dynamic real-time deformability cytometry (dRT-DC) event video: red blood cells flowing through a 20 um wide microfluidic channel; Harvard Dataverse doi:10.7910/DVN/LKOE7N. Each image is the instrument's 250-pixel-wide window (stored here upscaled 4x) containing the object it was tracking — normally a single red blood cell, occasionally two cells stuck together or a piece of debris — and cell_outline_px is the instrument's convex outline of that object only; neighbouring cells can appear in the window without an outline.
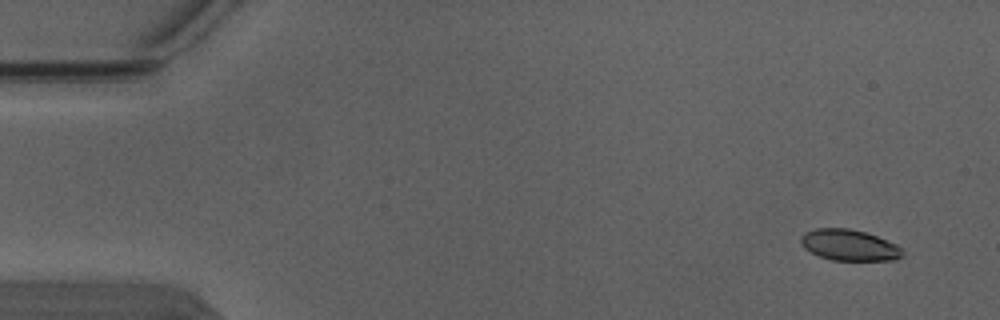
{"species": "Egyptian fruit bat (a non-hibernating species)", "species_latin": "Rousettus aegyptiacus", "temperature_condition": "warm", "stored_images_in_passage": 2, "camera_frame_rate_fps": 3000, "um_per_image_px": 0.085, "animal": {"sex": "male"}, "frame": {"image": 1, "passage_image": 2, "time_ms": 0.333, "image_size_px": [1000, 320], "cell_outline_px": [[904, 256], [896, 260], [832, 260], [820, 256], [804, 248], [800, 244], [800, 236], [804, 232], [816, 228], [848, 228], [864, 232], [876, 236], [896, 244], [904, 252]], "centroid_in_image_um": [72.17, 20.83], "position_along_channel_um": 12.8, "area_um2": 18.44}}